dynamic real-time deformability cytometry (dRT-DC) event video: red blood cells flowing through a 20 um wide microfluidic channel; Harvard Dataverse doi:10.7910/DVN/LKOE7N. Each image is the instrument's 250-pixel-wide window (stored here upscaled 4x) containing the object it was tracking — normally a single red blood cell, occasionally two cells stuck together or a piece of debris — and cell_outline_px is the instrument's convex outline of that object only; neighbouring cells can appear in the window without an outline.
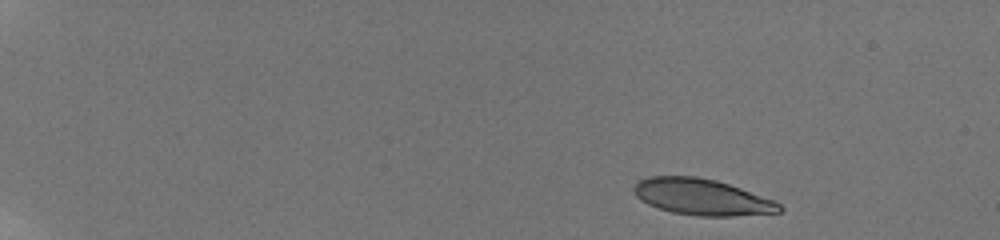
{"species": "human", "species_latin": "Homo sapiens", "temperature_condition": "room temperature", "stored_images_in_passage": 39, "camera_frame_rate_fps": 3000, "um_per_image_px": 0.085, "donor": {"sex": "male"}, "frame": {"image": 1, "passage_image": 1, "time_ms": 0.0, "image_size_px": [1000, 240], "cell_outline_px": [[784, 208], [780, 212], [732, 216], [700, 216], [672, 212], [648, 204], [640, 200], [636, 196], [632, 188], [640, 180], [648, 176], [696, 176], [716, 180], [740, 188], [772, 200], [780, 204]], "centroid_in_image_um": [59.64, 16.74], "position_along_channel_um": 25.4, "area_um2": 30.46}}
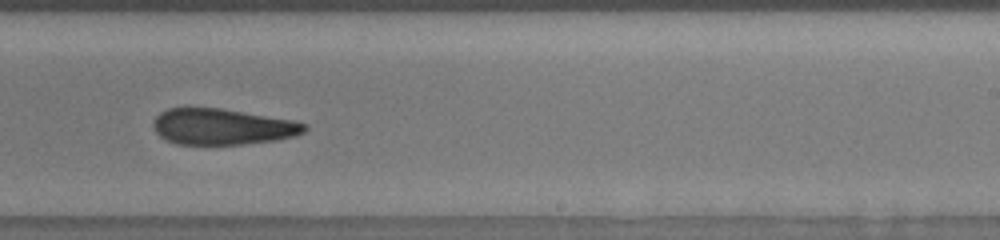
{"frame": {"image": 2, "passage_image": 30, "time_ms": 10.333, "image_size_px": [1000, 240], "cell_outline_px": [[308, 128], [304, 132], [296, 136], [276, 140], [240, 144], [176, 144], [160, 136], [156, 132], [152, 124], [152, 120], [160, 112], [168, 108], [220, 108], [292, 120], [308, 124]], "centroid_in_image_um": [18.9, 10.77], "position_along_channel_um": 270.1, "area_um2": 31.67}}
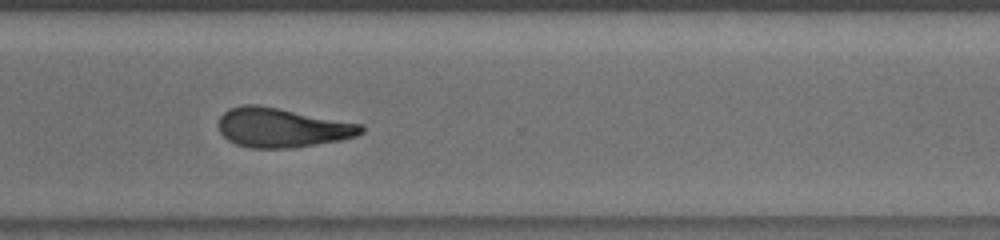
{"frame": {"image": 3, "passage_image": 38, "time_ms": 12.333, "image_size_px": [1000, 240], "cell_outline_px": [[364, 132], [356, 136], [340, 140], [292, 148], [252, 148], [236, 144], [228, 140], [220, 132], [220, 116], [228, 108], [244, 104], [256, 104], [280, 108], [364, 124]], "centroid_in_image_um": [23.99, 10.84], "position_along_channel_um": 346.6, "area_um2": 32.83}}